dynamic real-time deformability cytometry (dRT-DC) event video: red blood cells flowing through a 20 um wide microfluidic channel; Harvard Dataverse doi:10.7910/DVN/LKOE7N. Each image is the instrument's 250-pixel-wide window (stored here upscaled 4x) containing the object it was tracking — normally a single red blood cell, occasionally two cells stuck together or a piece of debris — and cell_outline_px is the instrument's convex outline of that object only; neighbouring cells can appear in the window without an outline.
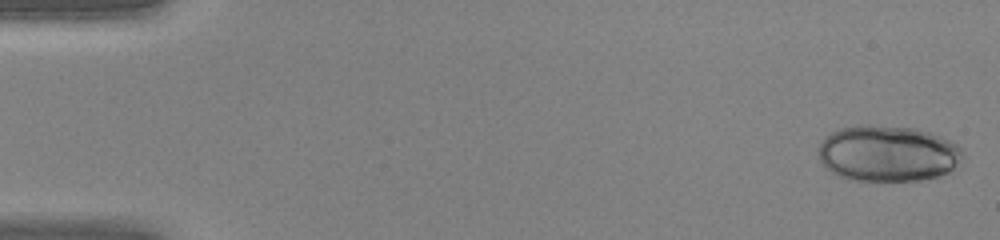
{"species": "human", "species_latin": "Homo sapiens", "temperature_condition": "warm", "stored_images_in_passage": 44, "segment_of_instrument_passage": [1, 2], "camera_frame_rate_fps": 3000, "um_per_image_px": 0.085, "donor": {"sex": "female"}, "frame": {"image": 1, "passage_image": 1, "time_ms": 0.0, "image_size_px": [1000, 240], "cell_outline_px": [[964, 156], [948, 172], [940, 176], [920, 180], [868, 184], [852, 180], [840, 176], [824, 168], [820, 160], [816, 148], [832, 132], [840, 128], [856, 124], [868, 124], [916, 128], [932, 132], [956, 144], [964, 152]], "centroid_in_image_um": [75.43, 13.07], "position_along_channel_um": 9.6, "area_um2": 48.44}}
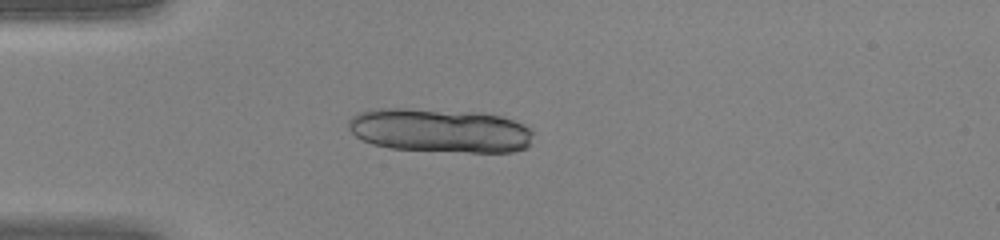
{"frame": {"image": 2, "passage_image": 12, "time_ms": 3.667, "image_size_px": [1000, 240], "cell_outline_px": [[532, 144], [524, 148], [512, 152], [468, 152], [388, 148], [372, 144], [356, 136], [348, 128], [348, 120], [356, 112], [376, 108], [404, 108], [480, 112], [500, 116], [512, 120], [528, 128], [532, 132]], "centroid_in_image_um": [37.35, 11.08], "position_along_channel_um": 47.6, "area_um2": 47.51}}